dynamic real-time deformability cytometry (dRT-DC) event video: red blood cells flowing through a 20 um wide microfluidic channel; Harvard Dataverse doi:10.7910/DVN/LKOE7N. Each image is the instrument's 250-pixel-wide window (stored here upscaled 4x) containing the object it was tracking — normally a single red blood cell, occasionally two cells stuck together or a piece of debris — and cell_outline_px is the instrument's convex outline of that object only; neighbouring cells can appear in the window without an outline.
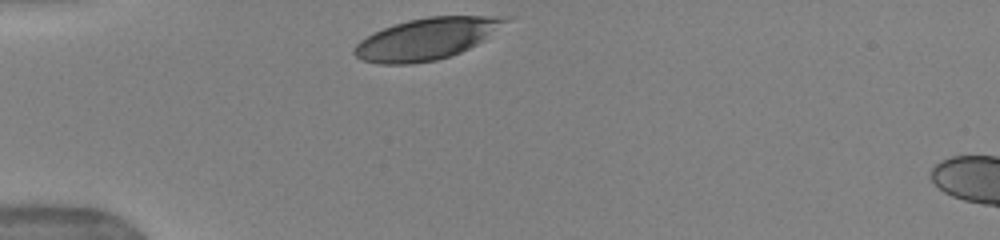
{"species": "human", "species_latin": "Homo sapiens", "temperature_condition": "warm", "stored_images_in_passage": 30, "camera_frame_rate_fps": 3000, "um_per_image_px": 0.085, "donor": {"sex": "female"}, "frame": {"image": 1, "passage_image": 1, "time_ms": 0.0, "image_size_px": [1000, 240], "cell_outline_px": [[516, 16], [484, 40], [460, 52], [436, 60], [408, 64], [380, 64], [364, 60], [356, 56], [352, 52], [356, 44], [360, 40], [384, 28], [408, 20], [428, 16]], "centroid_in_image_um": [36.3, 3.28], "position_along_channel_um": 48.7, "area_um2": 36.3}}
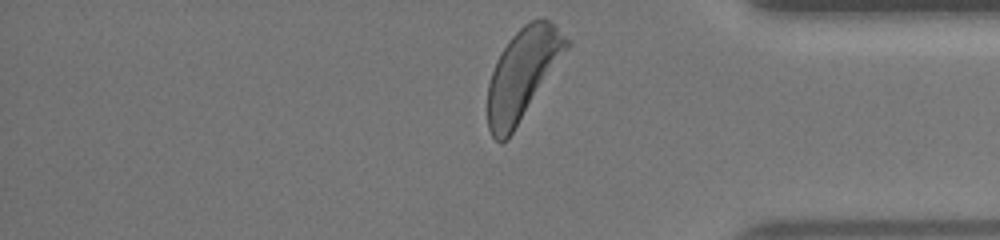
{"frame": {"image": 2, "passage_image": 30, "time_ms": 9.667, "image_size_px": [1000, 240], "cell_outline_px": [[572, 44], [508, 140], [500, 144], [492, 136], [488, 128], [488, 84], [496, 60], [500, 52], [508, 40], [524, 24], [532, 20], [544, 16], [556, 24]], "centroid_in_image_um": [44.45, 6.28], "position_along_channel_um": 390.8, "area_um2": 42.02}, "authors_computed_cell_mechanics": {"area_um2": 40.2577, "velocity_mm_per_s": 3.9061, "shape_relaxation_time_tau1_ms": 1.3972, "shape_relaxation_time_tau2_ms": null, "deformation_change_tau1": 0.1074, "deformation_change_tau2": null}}